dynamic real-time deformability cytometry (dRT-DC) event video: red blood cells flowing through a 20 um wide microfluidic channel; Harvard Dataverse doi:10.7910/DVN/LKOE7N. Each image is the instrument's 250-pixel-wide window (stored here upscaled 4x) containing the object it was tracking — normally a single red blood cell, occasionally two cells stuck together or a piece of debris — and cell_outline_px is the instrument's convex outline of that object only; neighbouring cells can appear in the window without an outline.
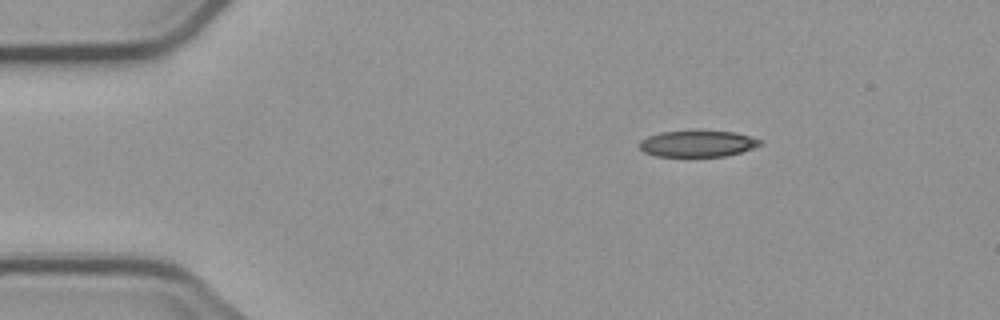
{"species": "common noctule bat (a hibernating species)", "species_latin": "Nyctalus noctula", "temperature_condition": "cold", "stored_images_in_passage": 2, "camera_frame_rate_fps": 3000, "um_per_image_px": 0.085, "animal": {"sex": "male", "body_mass_g": 23.1, "forearm_length_mm": 52.7}, "frame": {"image": 1, "passage_image": 1, "time_ms": 0.0, "image_size_px": [1000, 320], "cell_outline_px": [[764, 144], [740, 152], [724, 156], [656, 156], [644, 152], [640, 148], [640, 140], [648, 136], [660, 132], [736, 132], [764, 140]], "centroid_in_image_um": [59.33, 12.22], "position_along_channel_um": 25.7, "area_um2": 18.21}}